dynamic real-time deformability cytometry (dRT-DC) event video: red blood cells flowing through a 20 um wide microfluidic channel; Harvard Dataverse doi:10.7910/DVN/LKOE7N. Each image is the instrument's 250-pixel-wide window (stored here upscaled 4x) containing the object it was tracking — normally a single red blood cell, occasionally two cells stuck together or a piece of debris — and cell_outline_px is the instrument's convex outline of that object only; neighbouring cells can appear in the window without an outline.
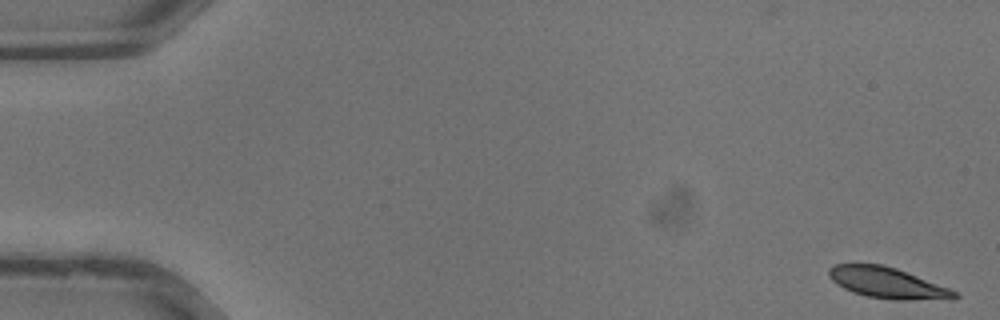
{"species": "common noctule bat (a hibernating species)", "species_latin": "Nyctalus noctula", "temperature_condition": "warm", "stored_images_in_passage": 36, "camera_frame_rate_fps": 3000, "um_per_image_px": 0.085, "animal": {"sex": "male", "body_mass_g": 13.3}, "frame": {"image": 1, "passage_image": 1, "time_ms": 0.0, "image_size_px": [1000, 320], "cell_outline_px": [[960, 296], [904, 300], [892, 300], [868, 296], [852, 292], [836, 284], [828, 276], [828, 268], [836, 264], [880, 264], [896, 268], [948, 288], [956, 292]], "centroid_in_image_um": [75.29, 24.02], "position_along_channel_um": 9.7, "area_um2": 21.96}}
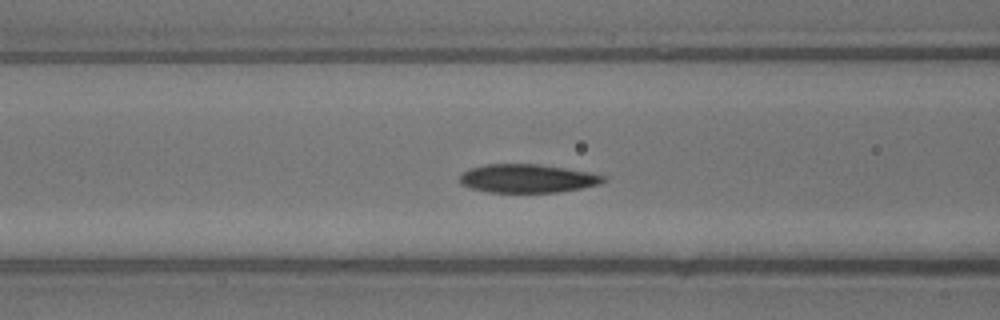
{"frame": {"image": 2, "passage_image": 15, "time_ms": 4.667, "image_size_px": [1000, 320], "cell_outline_px": [[608, 180], [600, 184], [580, 188], [556, 192], [488, 192], [472, 188], [460, 184], [460, 176], [468, 168], [484, 164], [540, 164], [592, 172], [604, 176]], "centroid_in_image_um": [44.84, 15.16], "position_along_channel_um": 121.8, "area_um2": 23.93}}
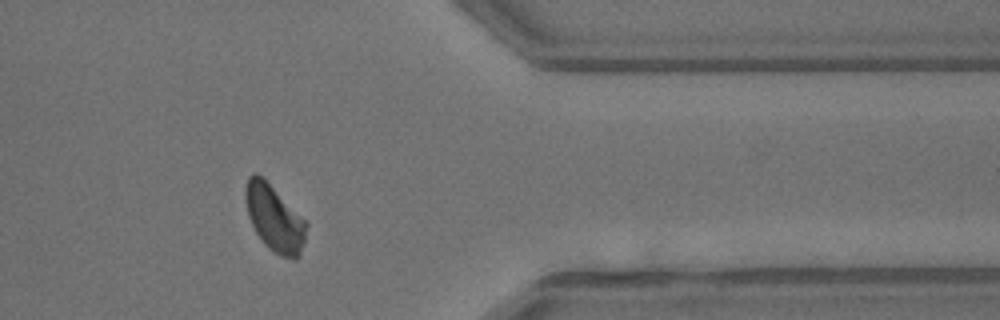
{"frame": {"image": 3, "passage_image": 30, "time_ms": 9.667, "image_size_px": [1000, 320], "cell_outline_px": [[308, 224], [304, 244], [296, 260], [280, 256], [268, 248], [264, 244], [256, 232], [248, 216], [244, 196], [244, 188], [248, 176], [252, 172], [256, 172]], "centroid_in_image_um": [23.29, 18.58], "position_along_channel_um": 388.1, "area_um2": 23.12}}